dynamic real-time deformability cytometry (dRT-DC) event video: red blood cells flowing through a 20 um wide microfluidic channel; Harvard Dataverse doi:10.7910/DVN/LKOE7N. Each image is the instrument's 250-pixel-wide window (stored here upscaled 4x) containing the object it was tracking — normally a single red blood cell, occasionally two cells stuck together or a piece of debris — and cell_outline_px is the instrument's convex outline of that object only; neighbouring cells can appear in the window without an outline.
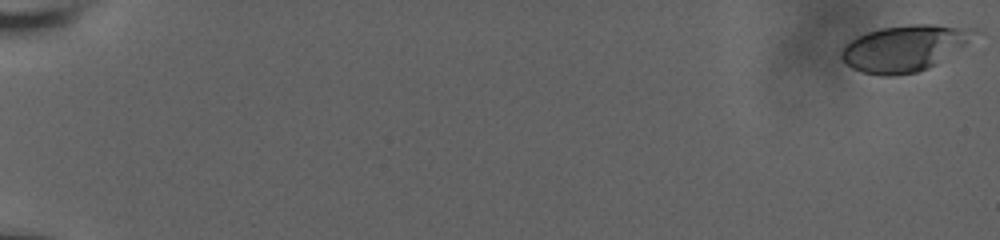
{"species": "human", "species_latin": "Homo sapiens", "temperature_condition": "room temperature", "stored_images_in_passage": 18, "camera_frame_rate_fps": 3000, "um_per_image_px": 0.085, "donor": {"sex": "male"}, "frame": {"image": 1, "passage_image": 1, "time_ms": 0.0, "image_size_px": [1000, 240], "cell_outline_px": [[980, 32], [964, 44], [936, 64], [928, 68], [916, 72], [892, 76], [880, 76], [860, 72], [852, 68], [840, 56], [840, 52], [856, 36], [880, 28], [908, 24], [936, 24], [976, 28]], "centroid_in_image_um": [76.88, 4.08], "position_along_channel_um": 8.1, "area_um2": 35.6}}
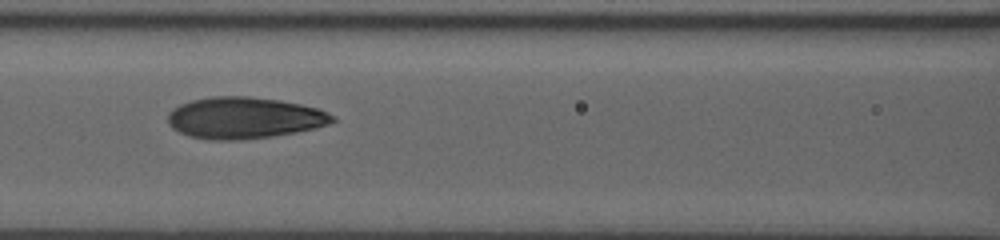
{"frame": {"image": 2, "passage_image": 10, "time_ms": 9.667, "image_size_px": [1000, 240], "cell_outline_px": [[336, 120], [328, 124], [316, 128], [296, 132], [272, 136], [240, 140], [212, 140], [188, 136], [172, 128], [168, 124], [168, 112], [172, 108], [180, 104], [192, 100], [212, 96], [248, 96], [280, 100], [320, 108], [336, 116]], "centroid_in_image_um": [20.77, 10.01], "position_along_channel_um": 145.8, "area_um2": 40.11}}
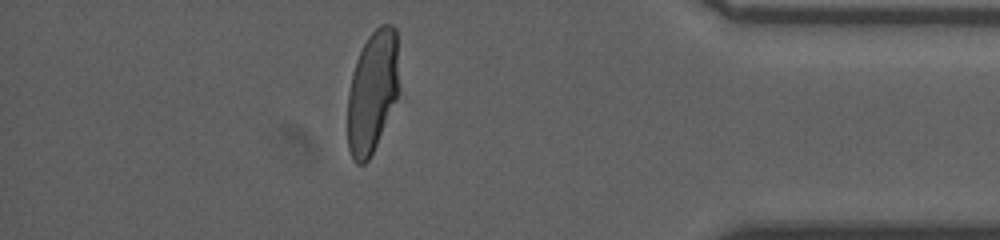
{"frame": {"image": 3, "passage_image": 17, "time_ms": 17.333, "image_size_px": [1000, 240], "cell_outline_px": [[400, 92], [376, 144], [368, 160], [364, 164], [356, 164], [348, 148], [348, 92], [352, 72], [356, 60], [368, 36], [380, 24], [392, 24], [396, 28], [400, 88]], "centroid_in_image_um": [31.67, 7.76], "position_along_channel_um": 403.5, "area_um2": 36.88}, "authors_computed_cell_mechanics": {"area_um2": 38.0035, "velocity_mm_per_s": 3.7471, "shape_relaxation_time_tau1_ms": 5.7689, "shape_relaxation_time_tau2_ms": 0.9567, "deformation_change_tau1": 0.1911, "deformation_change_tau2": 0.0534}}